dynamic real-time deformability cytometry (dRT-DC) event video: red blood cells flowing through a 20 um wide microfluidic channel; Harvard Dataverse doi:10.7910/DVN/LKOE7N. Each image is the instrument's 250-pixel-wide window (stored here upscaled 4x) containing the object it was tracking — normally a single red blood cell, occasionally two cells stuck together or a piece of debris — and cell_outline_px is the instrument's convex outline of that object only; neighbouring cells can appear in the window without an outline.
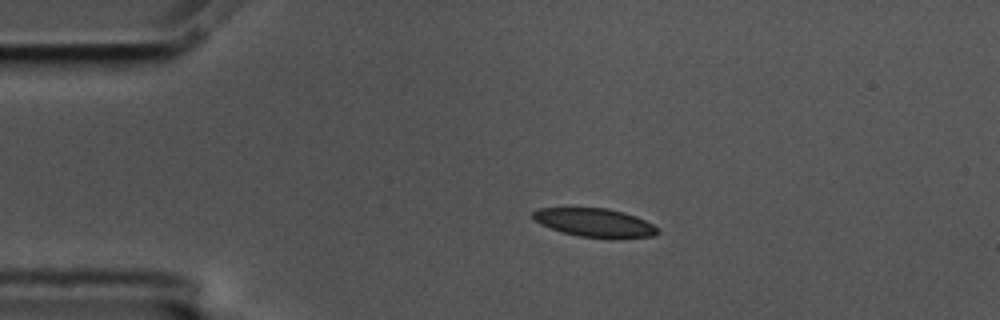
{"species": "common noctule bat (a hibernating species)", "species_latin": "Nyctalus noctula", "temperature_condition": "cold", "stored_images_in_passage": 2, "camera_frame_rate_fps": 3000, "um_per_image_px": 0.085, "animal": {"sex": "male", "body_mass_g": 17.5, "forearm_length_mm": 52.3}, "frame": {"image": 1, "passage_image": 1, "time_ms": 0.0, "image_size_px": [1000, 320], "cell_outline_px": [[660, 232], [656, 236], [612, 240], [580, 236], [564, 232], [540, 224], [532, 216], [532, 212], [536, 208], [608, 208], [624, 212], [636, 216], [652, 224]], "centroid_in_image_um": [50.61, 18.95], "position_along_channel_um": 34.4, "area_um2": 21.04}}